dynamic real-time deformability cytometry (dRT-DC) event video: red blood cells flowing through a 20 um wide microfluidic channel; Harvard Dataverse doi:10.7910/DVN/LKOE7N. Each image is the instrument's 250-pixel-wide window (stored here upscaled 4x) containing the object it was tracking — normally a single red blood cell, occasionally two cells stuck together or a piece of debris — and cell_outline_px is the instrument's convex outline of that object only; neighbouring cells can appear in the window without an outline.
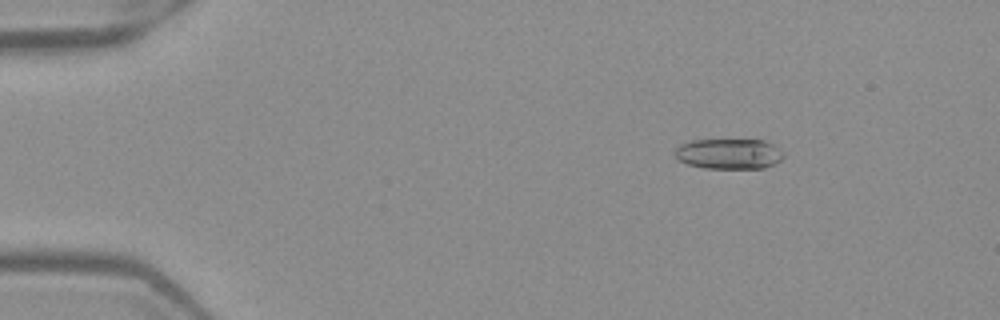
{"species": "Egyptian fruit bat (a non-hibernating species)", "species_latin": "Rousettus aegyptiacus", "temperature_condition": "warm", "stored_images_in_passage": 52, "camera_frame_rate_fps": 3000, "um_per_image_px": 0.085, "frame": {"image": 1, "passage_image": 8, "time_ms": 2.333, "image_size_px": [1000, 320], "cell_outline_px": [[784, 156], [776, 164], [764, 168], [704, 168], [688, 164], [680, 160], [676, 156], [676, 148], [680, 144], [692, 140], [764, 140], [772, 144], [784, 152]], "centroid_in_image_um": [61.99, 13.07], "position_along_channel_um": 23.0, "area_um2": 19.19}}
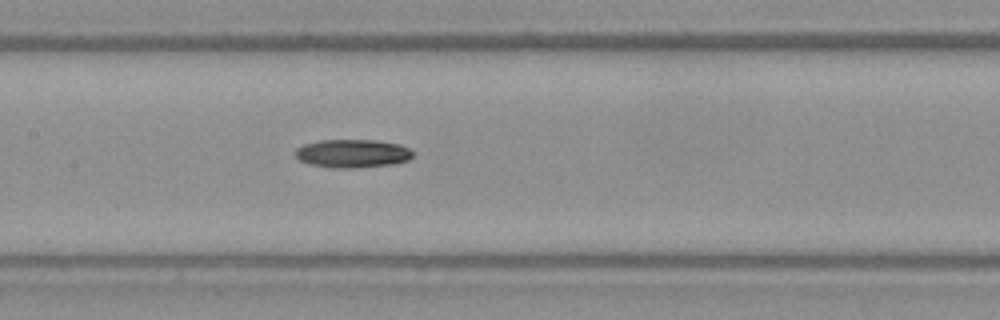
{"frame": {"image": 2, "passage_image": 26, "time_ms": 8.333, "image_size_px": [1000, 320], "cell_outline_px": [[416, 152], [408, 160], [396, 164], [356, 168], [336, 168], [308, 164], [300, 160], [292, 152], [296, 148], [304, 144], [320, 140], [376, 140], [400, 144]], "centroid_in_image_um": [29.97, 13.05], "position_along_channel_um": 177.4, "area_um2": 19.71}}
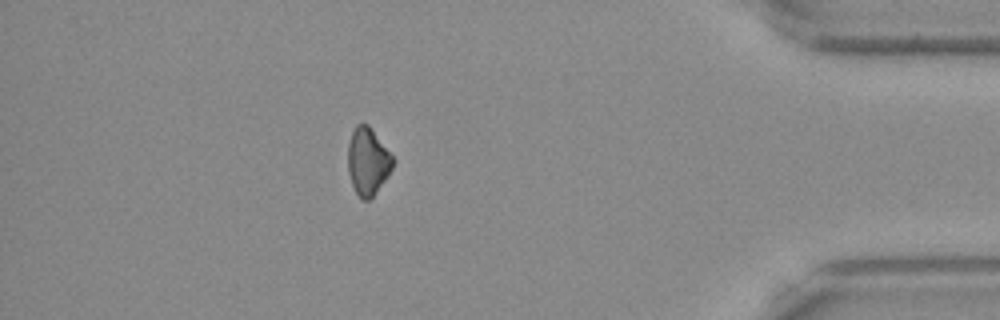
{"frame": {"image": 3, "passage_image": 46, "time_ms": 15.0, "image_size_px": [1000, 320], "cell_outline_px": [[396, 160], [388, 176], [372, 196], [368, 200], [364, 200], [356, 192], [352, 184], [348, 172], [348, 144], [352, 132], [356, 124], [368, 124]], "centroid_in_image_um": [31.27, 13.69], "position_along_channel_um": 403.9, "area_um2": 17.46}, "authors_computed_cell_mechanics": {"area_um2": 19.2763, "velocity_mm_per_s": 4.0097, "shape_relaxation_time_tau1_ms": 5.7866, "shape_relaxation_time_tau2_ms": null, "deformation_change_tau1": 0.1337, "deformation_change_tau2": null}}